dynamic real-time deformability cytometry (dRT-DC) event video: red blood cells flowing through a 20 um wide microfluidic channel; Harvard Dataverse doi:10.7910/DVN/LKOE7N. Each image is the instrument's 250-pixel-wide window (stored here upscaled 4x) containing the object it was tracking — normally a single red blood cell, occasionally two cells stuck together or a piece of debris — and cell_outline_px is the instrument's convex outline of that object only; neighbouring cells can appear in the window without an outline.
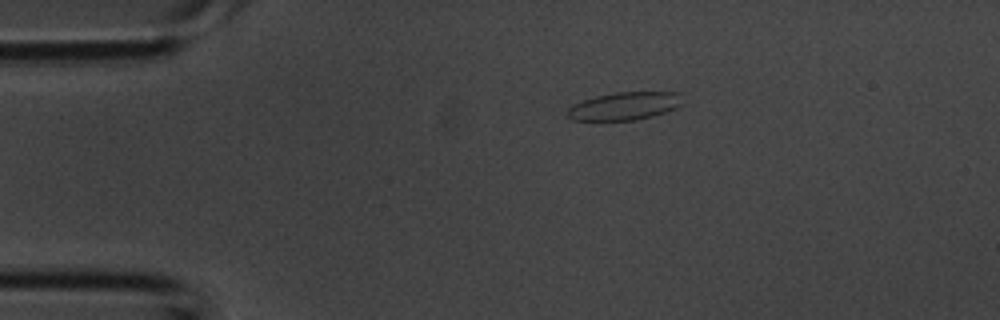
{"species": "common noctule bat (a hibernating species)", "species_latin": "Nyctalus noctula", "temperature_condition": "room temperature", "stored_images_in_passage": 2, "camera_frame_rate_fps": 3000, "um_per_image_px": 0.085, "animal": {"sex": "male", "body_mass_g": 20.1, "forearm_length_mm": 53.5}, "frame": {"image": 1, "passage_image": 1, "time_ms": 0.0, "image_size_px": [1000, 320], "cell_outline_px": [[684, 104], [676, 108], [652, 116], [636, 120], [572, 120], [568, 116], [568, 108], [584, 100], [596, 96], [616, 92], [680, 92]], "centroid_in_image_um": [53.14, 9.01], "position_along_channel_um": 31.9, "area_um2": 18.61}}